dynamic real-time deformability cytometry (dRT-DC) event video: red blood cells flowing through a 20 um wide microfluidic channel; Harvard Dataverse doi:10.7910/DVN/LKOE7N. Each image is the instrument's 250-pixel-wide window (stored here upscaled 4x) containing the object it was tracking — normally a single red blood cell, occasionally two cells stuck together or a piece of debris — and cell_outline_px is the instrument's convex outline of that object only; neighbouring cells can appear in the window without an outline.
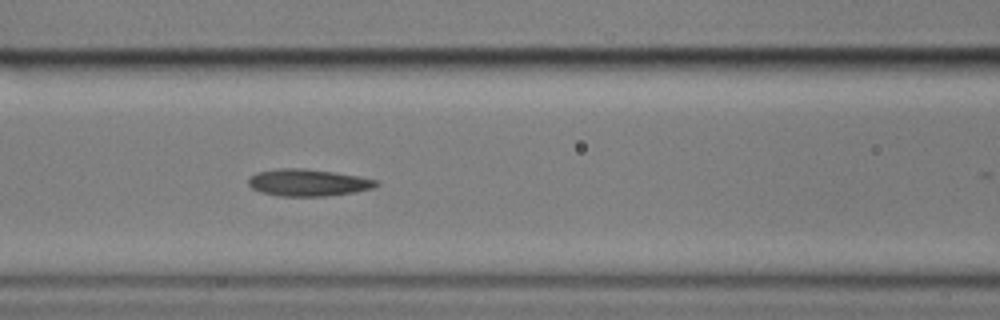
{"species": "common noctule bat (a hibernating species)", "species_latin": "Nyctalus noctula", "temperature_condition": "cold", "stored_images_in_passage": 7, "segment_of_instrument_passage": [1, 2], "camera_frame_rate_fps": 3000, "um_per_image_px": 0.085, "animal": {"sex": "male", "body_mass_g": 17.9}, "frame": {"image": 1, "passage_image": 6, "time_ms": 5.667, "image_size_px": [1000, 320], "cell_outline_px": [[380, 184], [372, 188], [356, 192], [328, 196], [280, 196], [260, 192], [252, 188], [248, 184], [248, 176], [256, 172], [280, 168], [304, 168], [336, 172], [360, 176], [376, 180]], "centroid_in_image_um": [26.17, 15.51], "position_along_channel_um": 140.4, "area_um2": 20.35}}